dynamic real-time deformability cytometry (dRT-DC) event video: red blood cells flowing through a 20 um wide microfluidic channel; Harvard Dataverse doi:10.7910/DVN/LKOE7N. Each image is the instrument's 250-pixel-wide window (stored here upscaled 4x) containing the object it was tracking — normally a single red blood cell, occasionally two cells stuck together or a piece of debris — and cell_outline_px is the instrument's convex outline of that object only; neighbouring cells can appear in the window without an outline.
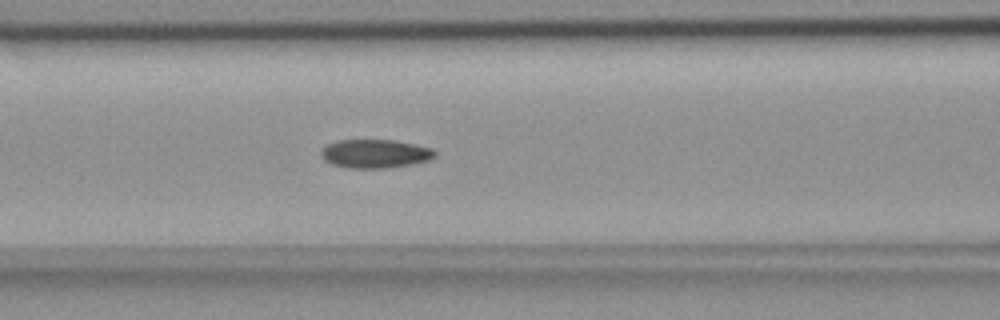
{"species": "common noctule bat (a hibernating species)", "species_latin": "Nyctalus noctula", "temperature_condition": "room temperature", "stored_images_in_passage": 56, "camera_frame_rate_fps": 3000, "um_per_image_px": 0.085, "animal": {"sex": "female", "body_mass_g": 18.4}, "frame": {"image": 1, "passage_image": 24, "time_ms": 7.667, "image_size_px": [1000, 320], "cell_outline_px": [[436, 156], [432, 160], [388, 168], [348, 168], [332, 164], [324, 160], [320, 156], [320, 152], [328, 144], [336, 140], [396, 140], [416, 144], [432, 148], [436, 152]], "centroid_in_image_um": [31.91, 13.06], "position_along_channel_um": 134.7, "area_um2": 19.19}}
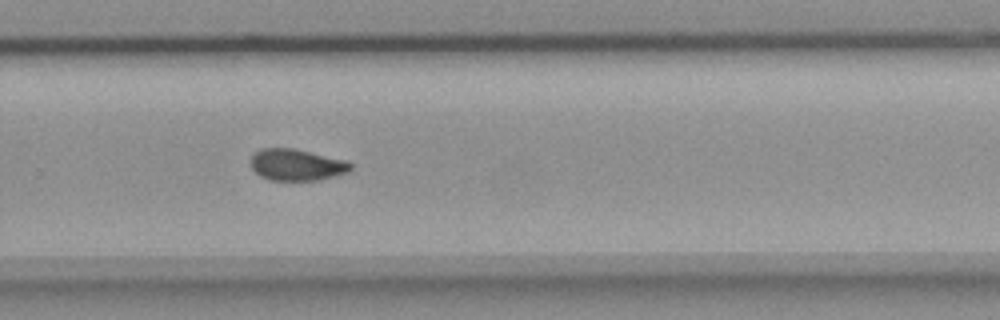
{"frame": {"image": 2, "passage_image": 38, "time_ms": 12.333, "image_size_px": [1000, 320], "cell_outline_px": [[352, 168], [348, 172], [320, 180], [268, 180], [260, 176], [252, 168], [252, 156], [260, 148], [292, 148], [344, 160], [352, 164]], "centroid_in_image_um": [25.2, 14.02], "position_along_channel_um": 304.6, "area_um2": 18.15}}
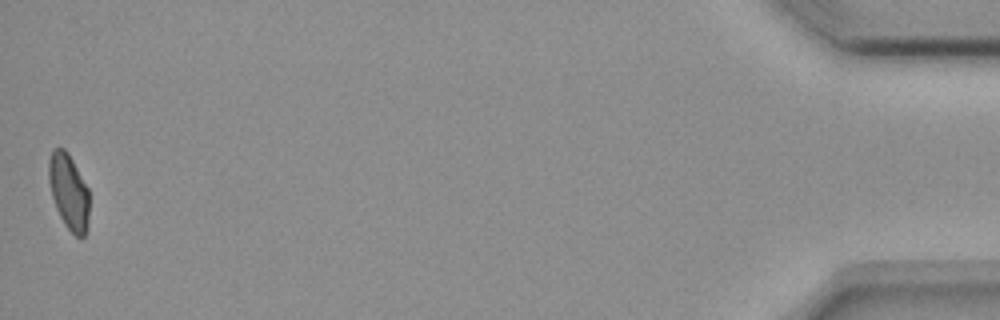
{"frame": {"image": 3, "passage_image": 56, "time_ms": 18.333, "image_size_px": [1000, 320], "cell_outline_px": [[88, 224], [84, 236], [80, 240], [64, 224], [56, 208], [52, 196], [48, 180], [48, 160], [52, 148], [64, 148], [68, 152], [88, 188]], "centroid_in_image_um": [5.83, 16.28], "position_along_channel_um": 429.4, "area_um2": 17.92}, "authors_computed_cell_mechanics": {"area_um2": 18.9295, "velocity_mm_per_s": 3.6505, "shape_relaxation_time_tau1_ms": null, "shape_relaxation_time_tau2_ms": 2.8453, "deformation_change_tau1": null, "deformation_change_tau2": 0.0856}}